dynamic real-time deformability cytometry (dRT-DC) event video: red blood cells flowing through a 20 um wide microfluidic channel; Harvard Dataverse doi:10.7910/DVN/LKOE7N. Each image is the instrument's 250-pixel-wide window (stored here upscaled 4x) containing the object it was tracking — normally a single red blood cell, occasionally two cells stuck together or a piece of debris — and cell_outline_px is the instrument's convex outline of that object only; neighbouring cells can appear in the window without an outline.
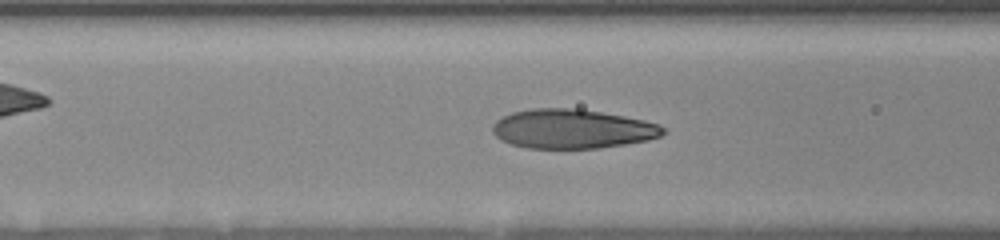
{"species": "human", "species_latin": "Homo sapiens", "temperature_condition": "room temperature", "stored_images_in_passage": 39, "camera_frame_rate_fps": 3000, "um_per_image_px": 0.085, "donor": {"sex": "female"}, "frame": {"image": 1, "passage_image": 7, "time_ms": 1.333, "image_size_px": [1000, 240], "cell_outline_px": [[664, 132], [660, 136], [648, 140], [600, 148], [528, 148], [512, 144], [500, 140], [492, 132], [492, 128], [496, 120], [512, 112], [532, 108], [576, 108], [624, 116], [644, 120], [660, 124], [664, 128]], "centroid_in_image_um": [48.63, 10.95], "position_along_channel_um": 118.0, "area_um2": 38.96}}
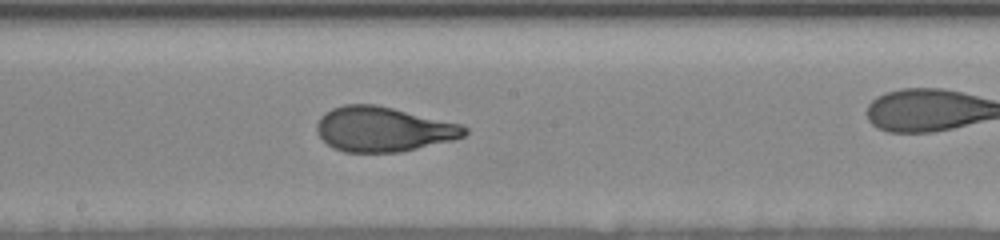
{"frame": {"image": 2, "passage_image": 21, "time_ms": 4.0, "image_size_px": [1000, 240], "cell_outline_px": [[468, 132], [464, 136], [456, 140], [400, 152], [344, 152], [332, 148], [316, 132], [316, 124], [320, 116], [324, 112], [332, 108], [344, 104], [376, 104], [464, 124], [468, 128]], "centroid_in_image_um": [32.61, 10.98], "position_along_channel_um": 215.6, "area_um2": 39.13}}
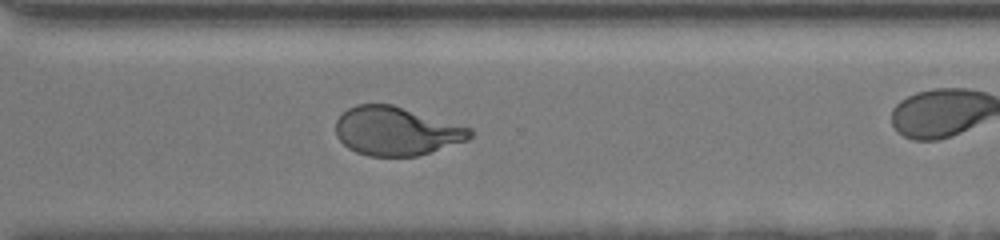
{"frame": {"image": 3, "passage_image": 37, "time_ms": 7.333, "image_size_px": [1000, 240], "cell_outline_px": [[472, 136], [468, 140], [432, 152], [416, 156], [368, 156], [356, 152], [348, 148], [336, 136], [336, 120], [348, 108], [356, 104], [392, 104], [472, 128]], "centroid_in_image_um": [33.69, 11.15], "position_along_channel_um": 336.9, "area_um2": 38.09}}